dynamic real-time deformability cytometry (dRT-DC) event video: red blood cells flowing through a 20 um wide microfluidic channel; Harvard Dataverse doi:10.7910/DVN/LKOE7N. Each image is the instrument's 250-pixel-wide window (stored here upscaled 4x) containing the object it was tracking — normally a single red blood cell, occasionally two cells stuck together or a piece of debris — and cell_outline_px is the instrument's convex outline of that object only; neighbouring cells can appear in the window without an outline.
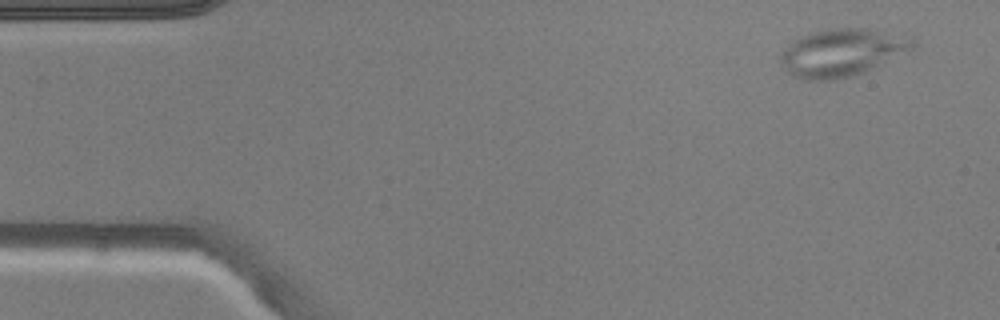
{"species": "common noctule bat (a hibernating species)", "species_latin": "Nyctalus noctula", "temperature_condition": "warm", "stored_images_in_passage": 4, "camera_frame_rate_fps": 3000, "um_per_image_px": 0.085, "animal": {"sex": "male", "body_mass_g": 20.5, "forearm_length_mm": 52.5}, "frame": {"image": 1, "passage_image": 1, "time_ms": 0.0, "image_size_px": [1000, 320], "cell_outline_px": [[916, 44], [912, 48], [864, 72], [852, 76], [832, 80], [804, 80], [788, 72], [784, 68], [780, 60], [780, 56], [792, 40], [812, 32], [836, 28], [864, 28], [912, 36], [916, 40]], "centroid_in_image_um": [71.57, 4.46], "position_along_channel_um": 13.4, "area_um2": 36.24}}